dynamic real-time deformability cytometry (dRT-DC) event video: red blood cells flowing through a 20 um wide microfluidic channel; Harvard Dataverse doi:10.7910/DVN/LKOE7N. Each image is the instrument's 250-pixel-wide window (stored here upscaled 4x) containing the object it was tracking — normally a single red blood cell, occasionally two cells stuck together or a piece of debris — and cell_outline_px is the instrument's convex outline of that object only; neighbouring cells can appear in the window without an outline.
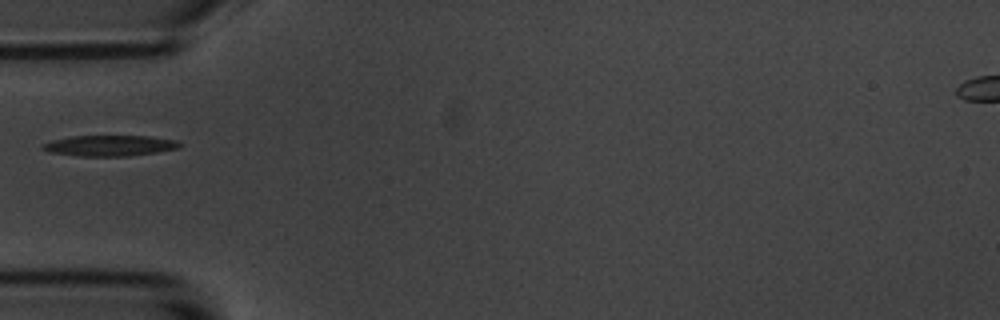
{"species": "common noctule bat (a hibernating species)", "species_latin": "Nyctalus noctula", "temperature_condition": "room temperature", "stored_images_in_passage": 24, "camera_frame_rate_fps": 3000, "um_per_image_px": 0.085, "animal": {"sex": "male", "body_mass_g": 20.1, "forearm_length_mm": 53.5}, "frame": {"image": 1, "passage_image": 1, "time_ms": 0.0, "image_size_px": [1000, 320], "cell_outline_px": [[184, 144], [180, 148], [156, 152], [128, 156], [80, 156], [48, 152], [40, 148], [44, 144], [52, 140], [72, 136], [148, 136], [176, 140]], "centroid_in_image_um": [9.35, 12.38], "position_along_channel_um": 75.7, "area_um2": 16.59}}